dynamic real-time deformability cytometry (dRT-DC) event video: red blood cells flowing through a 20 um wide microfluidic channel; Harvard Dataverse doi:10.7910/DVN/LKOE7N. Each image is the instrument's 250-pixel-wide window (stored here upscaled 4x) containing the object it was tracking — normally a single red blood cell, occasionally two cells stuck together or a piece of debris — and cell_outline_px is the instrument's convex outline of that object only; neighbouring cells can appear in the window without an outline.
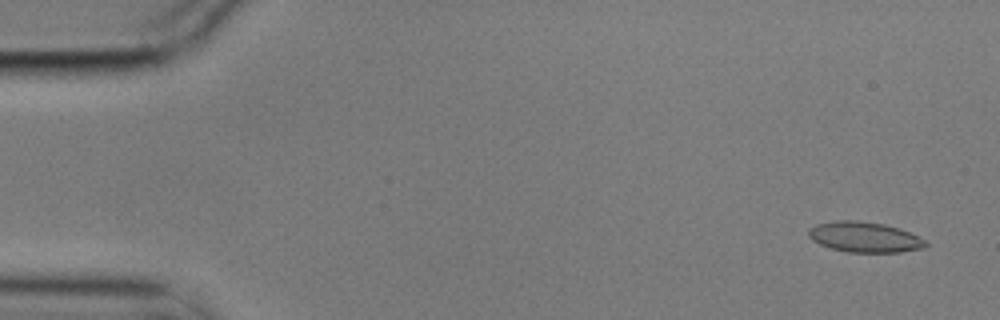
{"species": "common noctule bat (a hibernating species)", "species_latin": "Nyctalus noctula", "temperature_condition": "cold", "stored_images_in_passage": 13, "camera_frame_rate_fps": 3000, "um_per_image_px": 0.085, "animal": {"sex": "male", "body_mass_g": 17.9}, "frame": {"image": 1, "passage_image": 3, "time_ms": 0.667, "image_size_px": [1000, 320], "cell_outline_px": [[928, 244], [924, 248], [900, 252], [848, 252], [832, 248], [820, 244], [812, 240], [808, 236], [808, 232], [816, 224], [836, 220], [856, 220], [884, 224], [900, 228], [924, 240]], "centroid_in_image_um": [73.48, 20.15], "position_along_channel_um": 11.5, "area_um2": 20.58}}